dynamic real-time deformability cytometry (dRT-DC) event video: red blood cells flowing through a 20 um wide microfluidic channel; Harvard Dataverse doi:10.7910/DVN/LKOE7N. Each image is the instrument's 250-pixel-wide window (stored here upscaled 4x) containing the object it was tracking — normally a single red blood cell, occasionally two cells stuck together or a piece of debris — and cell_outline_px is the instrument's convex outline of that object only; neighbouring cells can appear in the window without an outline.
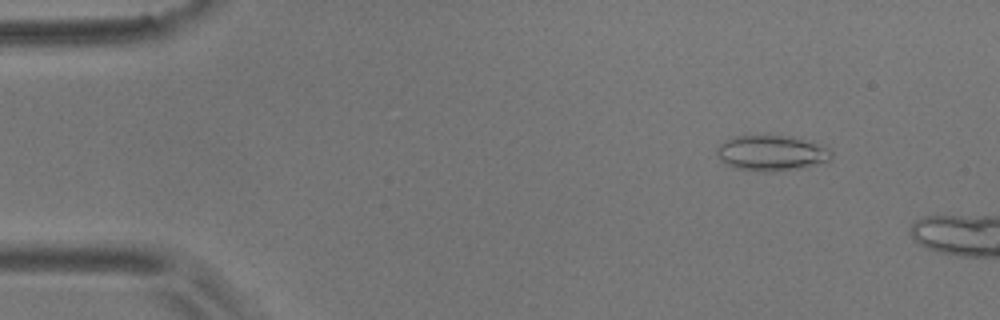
{"species": "common noctule bat (a hibernating species)", "species_latin": "Nyctalus noctula", "temperature_condition": "room temperature", "stored_images_in_passage": 10, "camera_frame_rate_fps": 3000, "um_per_image_px": 0.085, "animal": {"sex": "male", "body_mass_g": 17.9}, "frame": {"image": 1, "passage_image": 4, "time_ms": 1.0, "image_size_px": [1000, 320], "cell_outline_px": [[832, 160], [828, 164], [800, 168], [764, 172], [760, 172], [736, 168], [728, 164], [716, 152], [716, 148], [724, 140], [732, 136], [792, 136], [828, 148], [832, 152]], "centroid_in_image_um": [65.64, 13.02], "position_along_channel_um": 19.4, "area_um2": 23.7}}